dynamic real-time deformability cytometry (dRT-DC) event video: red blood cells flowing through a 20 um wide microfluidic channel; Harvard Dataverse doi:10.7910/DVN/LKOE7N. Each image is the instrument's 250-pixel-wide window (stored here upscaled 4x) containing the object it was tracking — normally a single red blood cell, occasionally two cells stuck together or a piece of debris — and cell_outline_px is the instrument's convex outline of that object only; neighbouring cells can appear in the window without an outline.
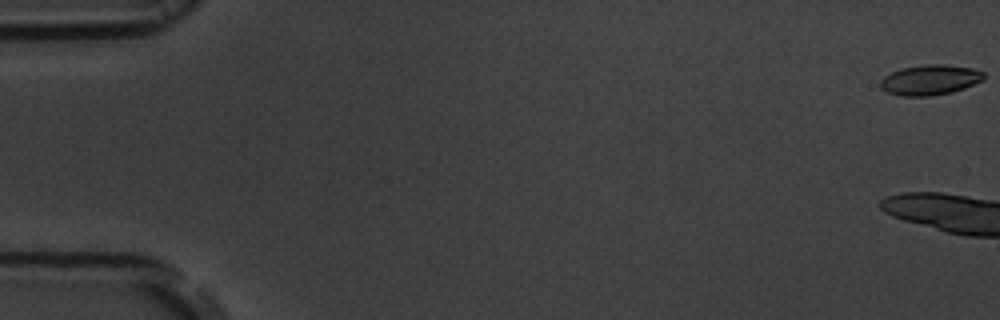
{"species": "common noctule bat (a hibernating species)", "species_latin": "Nyctalus noctula", "temperature_condition": "room temperature", "stored_images_in_passage": 7, "camera_frame_rate_fps": 3000, "um_per_image_px": 0.085, "animal": {"sex": "male", "body_mass_g": 19.5, "forearm_length_mm": 54.6}, "frame": {"image": 1, "passage_image": 1, "time_ms": 0.0, "image_size_px": [1000, 320], "cell_outline_px": [[984, 80], [964, 88], [952, 92], [932, 96], [900, 96], [888, 92], [880, 88], [880, 80], [884, 76], [892, 72], [904, 68], [928, 64], [944, 64], [972, 68], [984, 72]], "centroid_in_image_um": [79.06, 6.8], "position_along_channel_um": 5.9, "area_um2": 18.21}}